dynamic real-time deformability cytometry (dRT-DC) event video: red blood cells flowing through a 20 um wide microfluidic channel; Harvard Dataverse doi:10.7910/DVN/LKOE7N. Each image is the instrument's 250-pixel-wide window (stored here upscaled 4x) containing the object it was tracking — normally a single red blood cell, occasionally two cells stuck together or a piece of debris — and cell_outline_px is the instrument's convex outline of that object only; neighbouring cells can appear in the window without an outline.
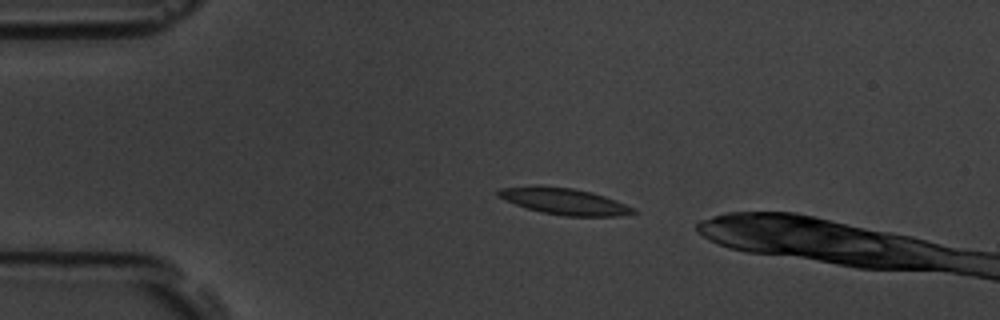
{"species": "common noctule bat (a hibernating species)", "species_latin": "Nyctalus noctula", "temperature_condition": "room temperature", "stored_images_in_passage": 3, "camera_frame_rate_fps": 3000, "um_per_image_px": 0.085, "animal": {"sex": "male", "body_mass_g": 19.5, "forearm_length_mm": 54.6}, "frame": {"image": 1, "passage_image": 1, "time_ms": 0.0, "image_size_px": [1000, 320], "cell_outline_px": [[640, 212], [620, 216], [564, 216], [540, 212], [504, 200], [496, 196], [496, 192], [500, 188], [536, 184], [540, 184], [572, 188], [592, 192], [616, 200], [636, 208]], "centroid_in_image_um": [47.96, 17.09], "position_along_channel_um": 37.0, "area_um2": 21.27}}